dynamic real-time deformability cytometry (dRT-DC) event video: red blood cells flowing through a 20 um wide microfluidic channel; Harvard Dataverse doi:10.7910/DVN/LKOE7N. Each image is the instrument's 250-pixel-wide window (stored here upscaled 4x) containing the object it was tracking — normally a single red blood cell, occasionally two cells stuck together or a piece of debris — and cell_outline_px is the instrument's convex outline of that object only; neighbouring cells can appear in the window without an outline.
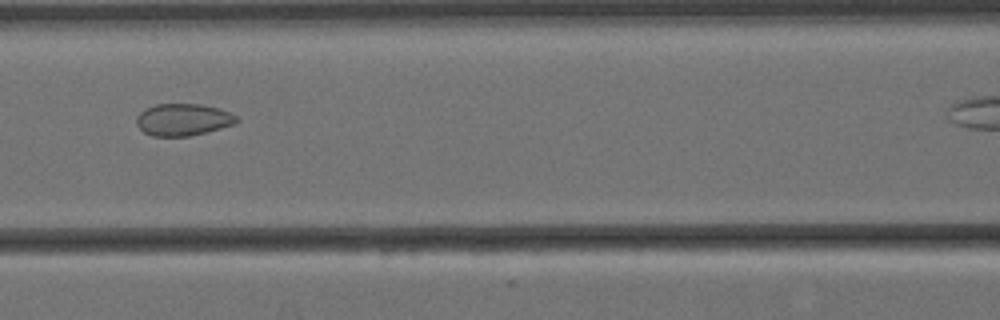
{"species": "Egyptian fruit bat (a non-hibernating species)", "species_latin": "Rousettus aegyptiacus", "temperature_condition": "cold", "stored_images_in_passage": 8, "camera_frame_rate_fps": 3000, "um_per_image_px": 0.085, "animal": {"sex": "female"}, "frame": {"image": 1, "passage_image": 6, "time_ms": 1.667, "image_size_px": [1000, 320], "cell_outline_px": [[240, 120], [232, 124], [220, 128], [188, 136], [152, 136], [144, 132], [136, 124], [136, 116], [140, 112], [156, 104], [200, 104], [220, 108], [240, 116]], "centroid_in_image_um": [15.58, 10.16], "position_along_channel_um": 151.0, "area_um2": 18.67}}
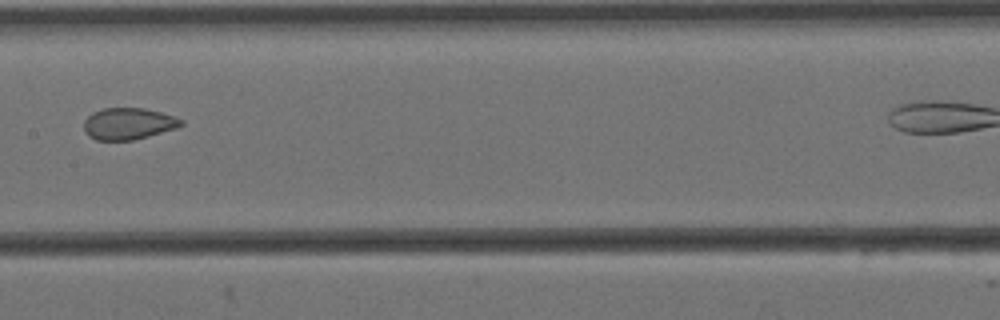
{"frame": {"image": 2, "passage_image": 7, "time_ms": 2.0, "image_size_px": [1000, 320], "cell_outline_px": [[184, 124], [176, 128], [148, 136], [132, 140], [96, 140], [88, 136], [84, 132], [84, 120], [92, 112], [104, 108], [144, 108], [176, 116], [184, 120]], "centroid_in_image_um": [10.91, 10.51], "position_along_channel_um": 196.5, "area_um2": 18.03}}